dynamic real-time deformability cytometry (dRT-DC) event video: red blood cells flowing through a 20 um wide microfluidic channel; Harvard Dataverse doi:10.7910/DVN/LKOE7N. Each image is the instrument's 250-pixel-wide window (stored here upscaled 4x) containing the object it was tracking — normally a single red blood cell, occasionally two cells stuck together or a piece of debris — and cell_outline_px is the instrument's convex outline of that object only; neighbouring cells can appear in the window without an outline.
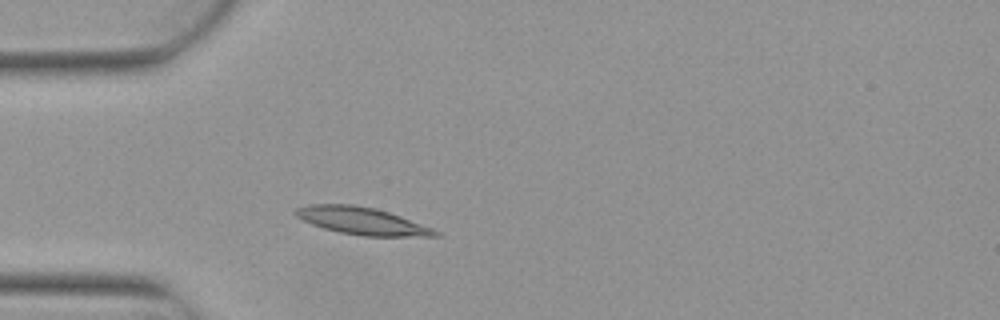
{"species": "Egyptian fruit bat (a non-hibernating species)", "species_latin": "Rousettus aegyptiacus", "temperature_condition": "warm", "stored_images_in_passage": 2, "camera_frame_rate_fps": 3000, "um_per_image_px": 0.085, "animal": {"sex": "female"}, "frame": {"image": 1, "passage_image": 2, "time_ms": 0.333, "image_size_px": [1000, 320], "cell_outline_px": [[440, 236], [360, 236], [340, 232], [324, 228], [312, 224], [296, 216], [292, 212], [296, 208], [308, 204], [352, 204], [372, 208], [388, 212], [400, 216], [432, 228], [440, 232]], "centroid_in_image_um": [30.73, 18.77], "position_along_channel_um": 54.3, "area_um2": 22.02}}